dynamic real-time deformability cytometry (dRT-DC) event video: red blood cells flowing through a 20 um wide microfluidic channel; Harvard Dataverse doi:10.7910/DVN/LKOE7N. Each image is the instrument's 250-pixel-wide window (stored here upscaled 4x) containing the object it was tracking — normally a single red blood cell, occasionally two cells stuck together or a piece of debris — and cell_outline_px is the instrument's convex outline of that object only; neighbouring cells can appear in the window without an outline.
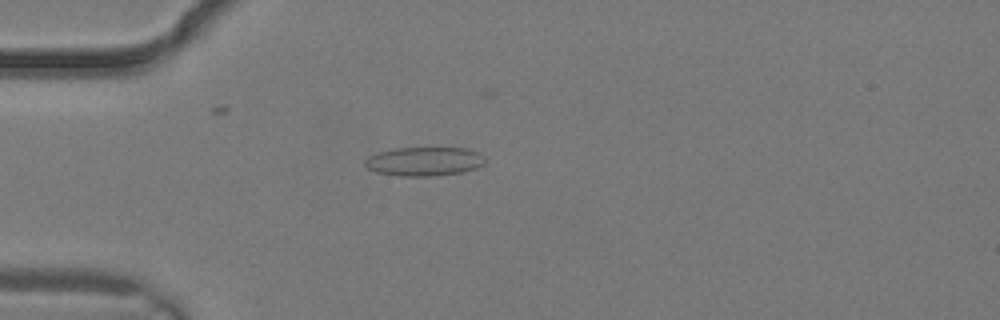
{"species": "common noctule bat (a hibernating species)", "species_latin": "Nyctalus noctula", "temperature_condition": "warm", "stored_images_in_passage": 3, "camera_frame_rate_fps": 3000, "um_per_image_px": 0.085, "animal": {"sex": "male", "body_mass_g": 19.2, "forearm_length_mm": 51.8}, "frame": {"image": 1, "passage_image": 3, "time_ms": 0.667, "image_size_px": [1000, 320], "cell_outline_px": [[484, 164], [476, 168], [460, 172], [432, 176], [400, 176], [376, 172], [368, 168], [364, 164], [364, 160], [368, 156], [380, 152], [396, 148], [468, 148], [480, 152], [484, 156]], "centroid_in_image_um": [36.07, 13.71], "position_along_channel_um": 48.9, "area_um2": 20.23}}